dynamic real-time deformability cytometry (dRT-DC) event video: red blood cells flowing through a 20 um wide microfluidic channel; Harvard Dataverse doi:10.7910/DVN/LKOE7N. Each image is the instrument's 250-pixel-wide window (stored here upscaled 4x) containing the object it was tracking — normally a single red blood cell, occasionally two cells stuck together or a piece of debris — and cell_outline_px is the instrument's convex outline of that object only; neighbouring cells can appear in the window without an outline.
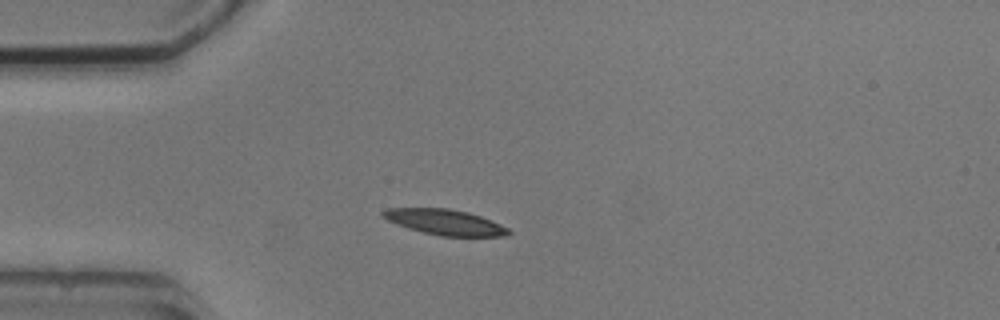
{"species": "common noctule bat (a hibernating species)", "species_latin": "Nyctalus noctula", "temperature_condition": "cold", "stored_images_in_passage": 5, "camera_frame_rate_fps": 3000, "um_per_image_px": 0.085, "animal": {"sex": "male", "body_mass_g": 20.5, "forearm_length_mm": 52.5}, "frame": {"image": 1, "passage_image": 2, "time_ms": 1.333, "image_size_px": [1000, 320], "cell_outline_px": [[512, 232], [508, 236], [440, 236], [408, 228], [396, 224], [380, 216], [380, 212], [388, 208], [448, 208], [468, 212], [480, 216], [500, 224], [508, 228]], "centroid_in_image_um": [37.81, 18.88], "position_along_channel_um": 47.2, "area_um2": 18.67}}